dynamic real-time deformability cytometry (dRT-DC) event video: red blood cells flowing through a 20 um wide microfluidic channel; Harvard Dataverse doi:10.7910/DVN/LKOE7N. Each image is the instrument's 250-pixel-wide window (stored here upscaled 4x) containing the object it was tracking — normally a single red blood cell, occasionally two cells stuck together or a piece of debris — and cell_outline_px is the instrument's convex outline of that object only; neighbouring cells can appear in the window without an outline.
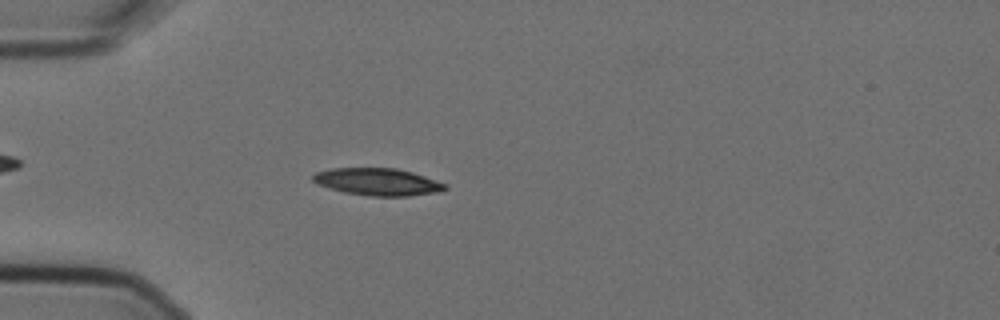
{"species": "Egyptian fruit bat (a non-hibernating species)", "species_latin": "Rousettus aegyptiacus", "temperature_condition": "cold", "stored_images_in_passage": 6, "camera_frame_rate_fps": 3000, "um_per_image_px": 0.085, "animal": {"sex": "female"}, "frame": {"image": 1, "passage_image": 5, "time_ms": 1.333, "image_size_px": [1000, 320], "cell_outline_px": [[448, 188], [440, 192], [408, 196], [372, 196], [344, 192], [316, 184], [312, 180], [312, 176], [316, 172], [332, 168], [396, 168], [412, 172], [448, 184]], "centroid_in_image_um": [32.12, 15.46], "position_along_channel_um": 52.9, "area_um2": 21.04}}